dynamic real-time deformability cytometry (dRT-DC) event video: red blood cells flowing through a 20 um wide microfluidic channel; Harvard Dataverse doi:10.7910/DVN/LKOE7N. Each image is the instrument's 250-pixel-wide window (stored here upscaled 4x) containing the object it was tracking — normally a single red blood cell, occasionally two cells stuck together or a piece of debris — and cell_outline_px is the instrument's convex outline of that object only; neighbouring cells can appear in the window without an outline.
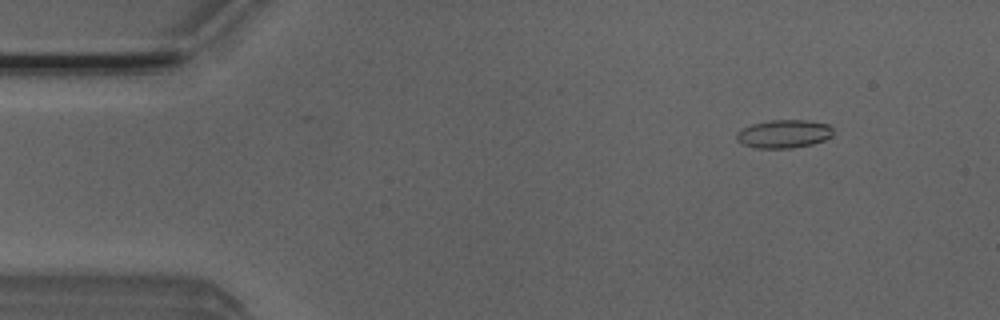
{"species": "Egyptian fruit bat (a non-hibernating species)", "species_latin": "Rousettus aegyptiacus", "temperature_condition": "room temperature", "stored_images_in_passage": 6, "camera_frame_rate_fps": 3000, "um_per_image_px": 0.085, "animal": {"sex": "male"}, "frame": {"image": 1, "passage_image": 2, "time_ms": 0.333, "image_size_px": [1000, 320], "cell_outline_px": [[832, 136], [824, 140], [812, 144], [792, 148], [756, 148], [744, 144], [736, 140], [736, 132], [752, 124], [768, 120], [804, 120], [828, 124], [832, 128]], "centroid_in_image_um": [66.62, 11.38], "position_along_channel_um": 18.4, "area_um2": 15.84}}